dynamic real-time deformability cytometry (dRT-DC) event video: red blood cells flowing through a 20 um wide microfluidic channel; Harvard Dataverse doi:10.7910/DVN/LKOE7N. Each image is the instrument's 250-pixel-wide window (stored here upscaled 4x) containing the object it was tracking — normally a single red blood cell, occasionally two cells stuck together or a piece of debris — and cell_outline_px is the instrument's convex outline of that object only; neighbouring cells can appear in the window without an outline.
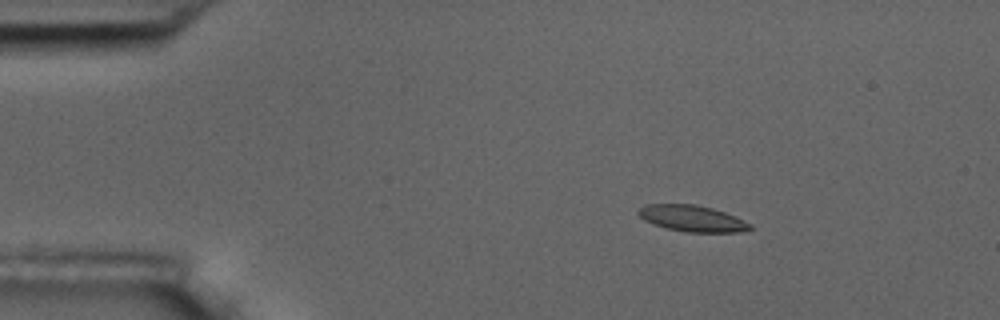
{"species": "common noctule bat (a hibernating species)", "species_latin": "Nyctalus noctula", "temperature_condition": "room temperature", "stored_images_in_passage": 5, "camera_frame_rate_fps": 3000, "um_per_image_px": 0.085, "animal": {"sex": "male", "body_mass_g": 17.5, "forearm_length_mm": 52.3}, "frame": {"image": 1, "passage_image": 3, "time_ms": 2.333, "image_size_px": [1000, 320], "cell_outline_px": [[752, 228], [740, 232], [684, 232], [668, 228], [644, 220], [636, 212], [644, 204], [696, 204], [712, 208], [736, 216], [752, 224]], "centroid_in_image_um": [58.85, 18.56], "position_along_channel_um": 26.1, "area_um2": 17.05}}